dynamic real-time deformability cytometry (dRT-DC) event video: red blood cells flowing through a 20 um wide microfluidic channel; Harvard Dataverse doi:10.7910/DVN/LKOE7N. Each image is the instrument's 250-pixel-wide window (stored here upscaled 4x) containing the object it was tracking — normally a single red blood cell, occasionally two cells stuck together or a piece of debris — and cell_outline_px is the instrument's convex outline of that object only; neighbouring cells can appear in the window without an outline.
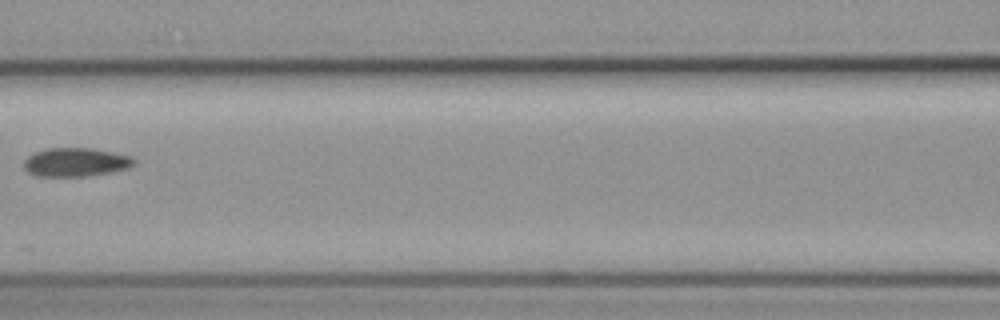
{"species": "common noctule bat (a hibernating species)", "species_latin": "Nyctalus noctula", "temperature_condition": "cold", "stored_images_in_passage": 4, "camera_frame_rate_fps": 3000, "um_per_image_px": 0.085, "animal": {"sex": "female", "body_mass_g": 19.3, "forearm_length_mm": 54.1}, "frame": {"image": 1, "passage_image": 4, "time_ms": 3.333, "image_size_px": [1000, 320], "cell_outline_px": [[136, 164], [128, 168], [108, 172], [84, 176], [36, 176], [28, 172], [24, 168], [24, 160], [28, 156], [36, 152], [48, 148], [92, 148], [132, 156], [136, 160]], "centroid_in_image_um": [6.44, 13.78], "position_along_channel_um": 160.2, "area_um2": 18.32}}